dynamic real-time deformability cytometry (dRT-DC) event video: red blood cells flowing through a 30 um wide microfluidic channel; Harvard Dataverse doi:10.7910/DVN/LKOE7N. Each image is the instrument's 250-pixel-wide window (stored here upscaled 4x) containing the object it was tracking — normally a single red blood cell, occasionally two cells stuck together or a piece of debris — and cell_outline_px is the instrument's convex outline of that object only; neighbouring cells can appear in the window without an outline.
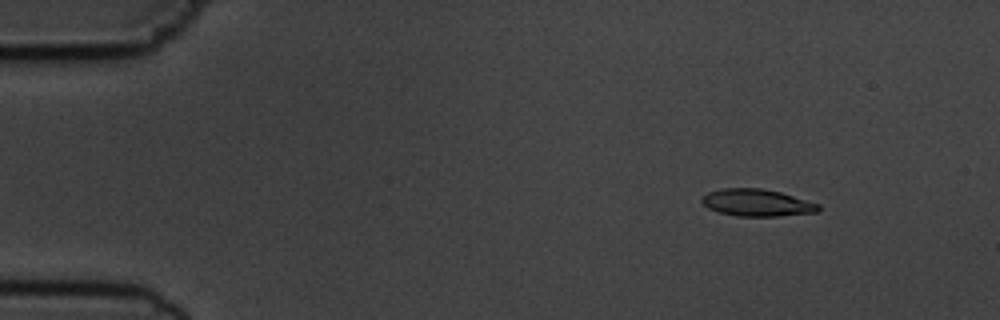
{"species": "common noctule bat (a hibernating species)", "species_latin": "Nyctalus noctula", "temperature_condition": "cold", "stored_images_in_passage": 3, "camera_frame_rate_fps": 3000, "um_per_image_px": 0.085, "animal": {"sex": "male", "body_mass_g": 19.5, "forearm_length_mm": 54.6}, "frame": {"image": 1, "passage_image": 1, "time_ms": 0.0, "image_size_px": [1000, 320], "cell_outline_px": [[820, 208], [816, 212], [780, 216], [736, 216], [720, 212], [708, 208], [700, 200], [708, 192], [720, 188], [760, 188], [780, 192], [820, 204]], "centroid_in_image_um": [64.33, 17.23], "position_along_channel_um": 20.7, "area_um2": 18.32}}
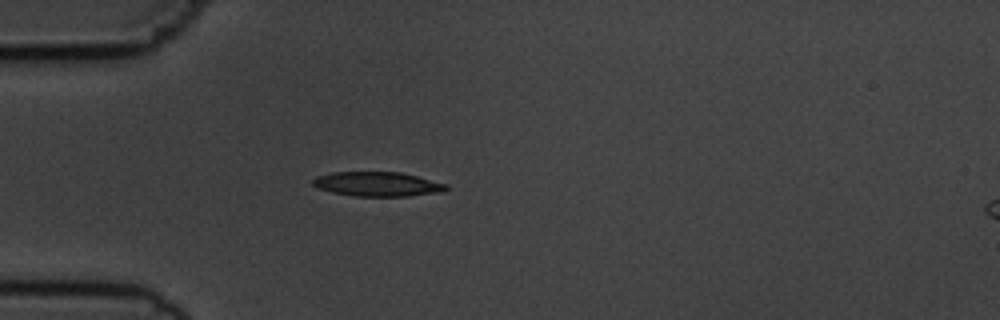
{"frame": {"image": 2, "passage_image": 3, "time_ms": 3.0, "image_size_px": [1000, 320], "cell_outline_px": [[448, 188], [444, 192], [408, 196], [352, 196], [332, 192], [316, 188], [312, 184], [312, 180], [316, 176], [332, 172], [400, 172], [448, 184]], "centroid_in_image_um": [32.07, 15.65], "position_along_channel_um": 52.9, "area_um2": 19.13}}